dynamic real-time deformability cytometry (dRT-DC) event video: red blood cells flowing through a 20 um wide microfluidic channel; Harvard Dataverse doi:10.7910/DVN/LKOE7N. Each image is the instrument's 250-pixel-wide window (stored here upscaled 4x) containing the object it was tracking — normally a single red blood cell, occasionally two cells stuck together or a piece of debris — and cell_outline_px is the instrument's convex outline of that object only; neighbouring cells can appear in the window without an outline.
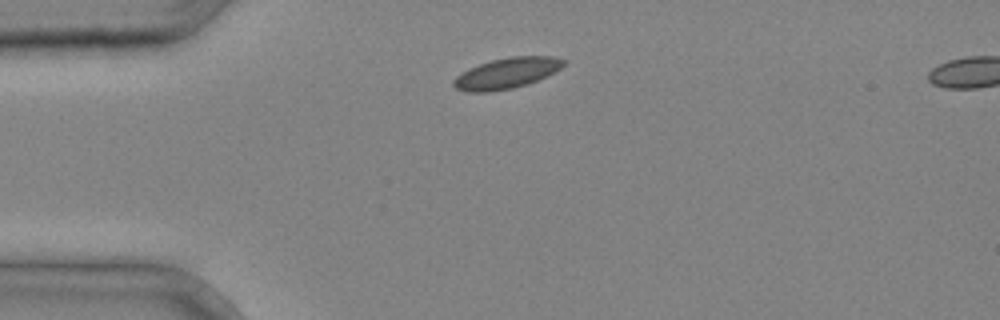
{"species": "common noctule bat (a hibernating species)", "species_latin": "Nyctalus noctula", "temperature_condition": "cold", "stored_images_in_passage": 2, "segment_of_instrument_passage": [1, 2], "camera_frame_rate_fps": 3000, "um_per_image_px": 0.085, "animal": {"sex": "male", "body_mass_g": 20.4}, "frame": {"image": 1, "passage_image": 1, "time_ms": 0.0, "image_size_px": [1000, 320], "cell_outline_px": [[568, 60], [560, 68], [528, 84], [512, 88], [488, 92], [468, 92], [456, 88], [452, 84], [452, 80], [456, 76], [468, 68], [492, 60], [512, 56], [552, 56]], "centroid_in_image_um": [43.04, 6.22], "position_along_channel_um": 42.0, "area_um2": 19.54}}